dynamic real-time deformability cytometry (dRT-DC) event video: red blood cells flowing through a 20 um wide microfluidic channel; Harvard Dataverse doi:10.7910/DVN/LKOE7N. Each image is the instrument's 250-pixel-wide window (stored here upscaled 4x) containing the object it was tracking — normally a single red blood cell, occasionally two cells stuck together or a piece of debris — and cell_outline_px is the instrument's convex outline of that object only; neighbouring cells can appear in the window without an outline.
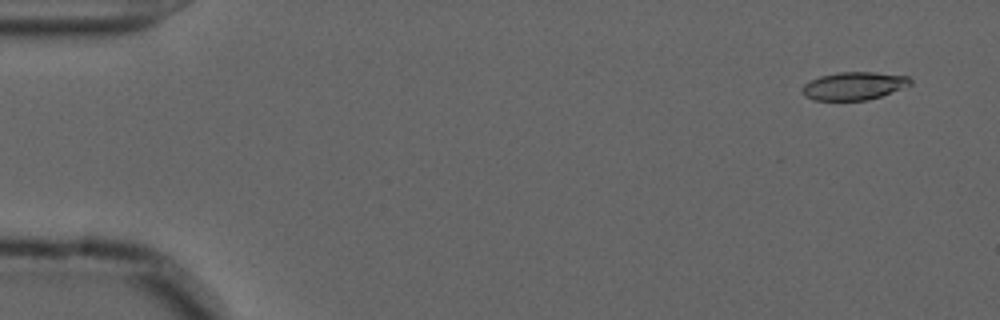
{"species": "common noctule bat (a hibernating species)", "species_latin": "Nyctalus noctula", "temperature_condition": "cold", "stored_images_in_passage": 18, "camera_frame_rate_fps": 3000, "um_per_image_px": 0.085, "animal": {"sex": "male", "forearm_length_mm": 52.5}, "frame": {"image": 1, "passage_image": 4, "time_ms": 1.0, "image_size_px": [1000, 320], "cell_outline_px": [[912, 84], [880, 96], [868, 100], [812, 100], [804, 96], [800, 88], [804, 84], [820, 76], [840, 72], [876, 72], [908, 76], [912, 80]], "centroid_in_image_um": [72.56, 7.3], "position_along_channel_um": 12.4, "area_um2": 17.57}}
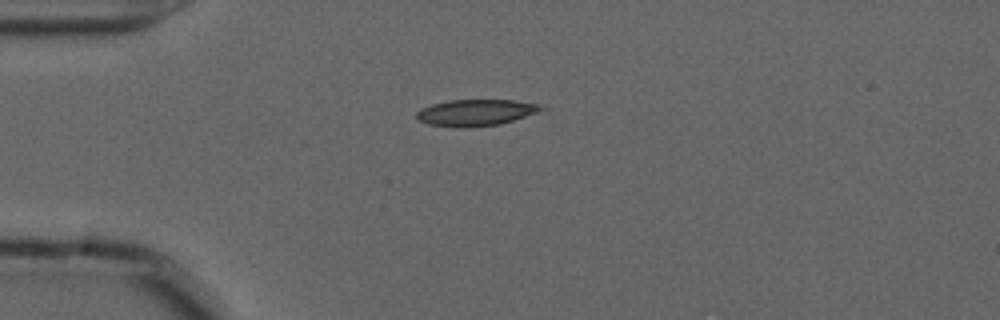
{"frame": {"image": 2, "passage_image": 15, "time_ms": 4.667, "image_size_px": [1000, 320], "cell_outline_px": [[548, 108], [500, 124], [464, 128], [460, 128], [428, 124], [416, 120], [416, 112], [420, 108], [432, 104], [448, 100], [516, 100], [536, 104]], "centroid_in_image_um": [40.37, 9.57], "position_along_channel_um": 44.6, "area_um2": 19.19}}